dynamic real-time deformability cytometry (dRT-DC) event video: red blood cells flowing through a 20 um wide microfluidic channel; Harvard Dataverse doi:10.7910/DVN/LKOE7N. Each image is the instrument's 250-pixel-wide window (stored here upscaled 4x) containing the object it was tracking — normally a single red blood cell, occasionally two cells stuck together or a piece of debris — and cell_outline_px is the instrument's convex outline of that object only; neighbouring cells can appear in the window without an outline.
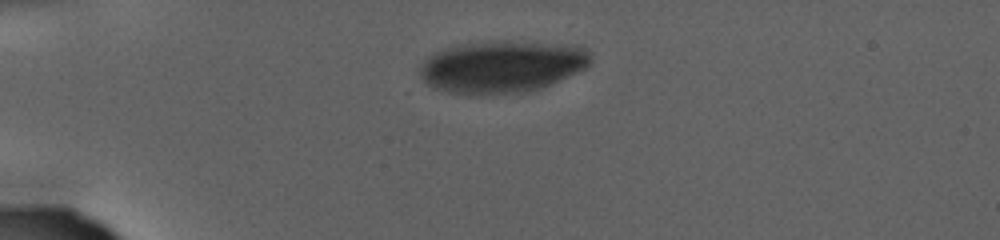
{"species": "human", "species_latin": "Homo sapiens", "temperature_condition": "warm", "stored_images_in_passage": 55, "camera_frame_rate_fps": 3000, "um_per_image_px": 0.085, "donor": {"sex": "female"}, "frame": {"image": 1, "passage_image": 1, "time_ms": 0.0, "image_size_px": [1000, 240], "cell_outline_px": [[592, 60], [584, 68], [548, 84], [536, 88], [508, 92], [448, 92], [436, 88], [428, 84], [424, 80], [420, 72], [424, 60], [428, 56], [444, 48], [460, 44], [488, 40], [508, 40], [576, 44], [584, 48], [588, 52]], "centroid_in_image_um": [42.67, 5.57], "position_along_channel_um": 42.3, "area_um2": 50.81}}
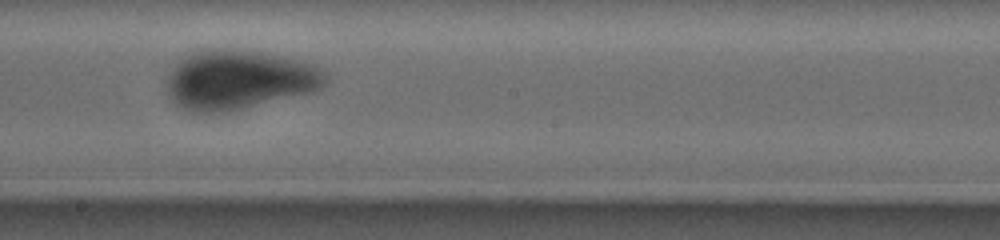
{"frame": {"image": 2, "passage_image": 32, "time_ms": 10.333, "image_size_px": [1000, 240], "cell_outline_px": [[328, 80], [320, 88], [312, 92], [228, 112], [192, 112], [176, 104], [172, 100], [168, 92], [168, 76], [172, 68], [184, 56], [200, 48], [228, 48], [256, 52], [280, 56], [300, 60], [312, 64], [320, 68], [328, 76]], "centroid_in_image_um": [20.3, 6.77], "position_along_channel_um": 227.9, "area_um2": 54.91}}
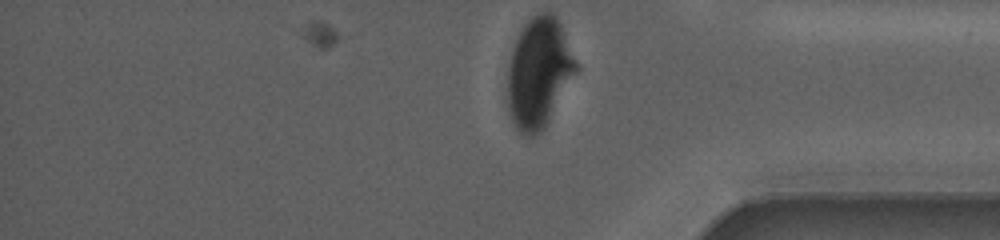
{"frame": {"image": 3, "passage_image": 55, "time_ms": 18.0, "image_size_px": [1000, 240], "cell_outline_px": [[580, 68], [544, 128], [536, 136], [528, 136], [520, 132], [512, 124], [508, 116], [508, 64], [516, 40], [524, 24], [536, 12], [552, 12], [556, 16], [560, 24]], "centroid_in_image_um": [45.81, 6.2], "position_along_channel_um": 389.4, "area_um2": 44.16}}